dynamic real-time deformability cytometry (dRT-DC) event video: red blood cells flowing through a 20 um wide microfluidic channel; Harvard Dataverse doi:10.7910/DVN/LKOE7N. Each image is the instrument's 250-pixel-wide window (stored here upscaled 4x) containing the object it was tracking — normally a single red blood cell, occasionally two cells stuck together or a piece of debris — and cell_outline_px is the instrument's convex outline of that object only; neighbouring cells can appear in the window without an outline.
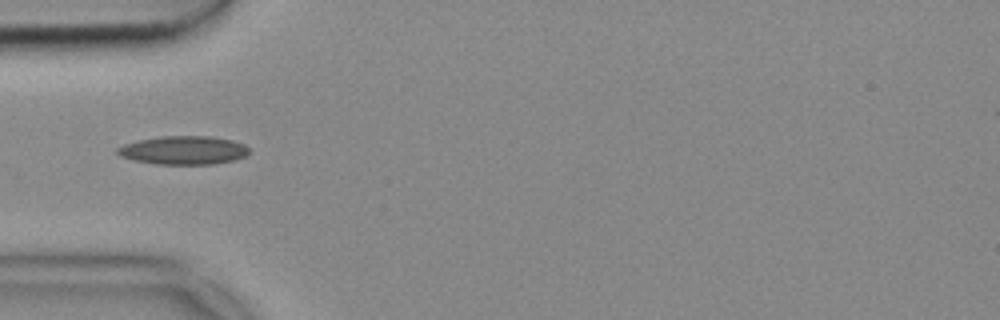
{"species": "common noctule bat (a hibernating species)", "species_latin": "Nyctalus noctula", "temperature_condition": "cold", "stored_images_in_passage": 6, "camera_frame_rate_fps": 3000, "um_per_image_px": 0.085, "animal": {"sex": "female", "body_mass_g": 18.4}, "frame": {"image": 1, "passage_image": 1, "time_ms": 0.0, "image_size_px": [1000, 320], "cell_outline_px": [[248, 152], [244, 156], [232, 160], [212, 164], [156, 164], [132, 160], [120, 156], [116, 152], [116, 148], [124, 144], [140, 140], [164, 136], [212, 136], [232, 140], [244, 144], [248, 148]], "centroid_in_image_um": [15.57, 12.77], "position_along_channel_um": 69.4, "area_um2": 21.73}}